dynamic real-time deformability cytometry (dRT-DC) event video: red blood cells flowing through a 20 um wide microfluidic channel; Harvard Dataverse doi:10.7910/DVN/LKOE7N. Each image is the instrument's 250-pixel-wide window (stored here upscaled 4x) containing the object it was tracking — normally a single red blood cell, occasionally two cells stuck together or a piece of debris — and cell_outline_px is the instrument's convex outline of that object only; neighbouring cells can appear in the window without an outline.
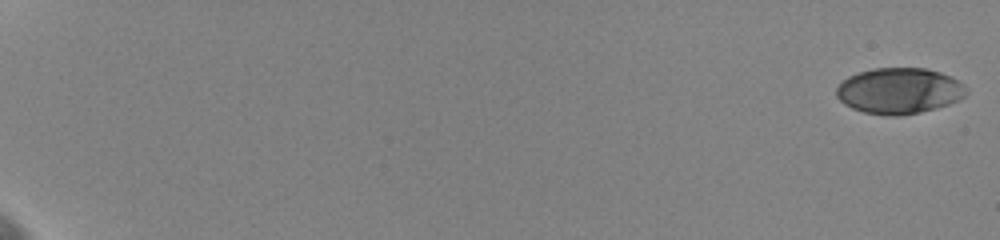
{"species": "human", "species_latin": "Homo sapiens", "temperature_condition": "cold", "stored_images_in_passage": 35, "camera_frame_rate_fps": 3000, "um_per_image_px": 0.085, "donor": {"sex": "female"}, "frame": {"image": 1, "passage_image": 1, "time_ms": 0.0, "image_size_px": [1000, 240], "cell_outline_px": [[968, 92], [964, 96], [948, 104], [936, 108], [920, 112], [864, 112], [852, 108], [844, 104], [836, 96], [836, 88], [848, 76], [872, 68], [924, 68], [940, 72], [952, 76], [964, 84], [968, 88]], "centroid_in_image_um": [76.46, 7.66], "position_along_channel_um": 8.5, "area_um2": 33.87}}
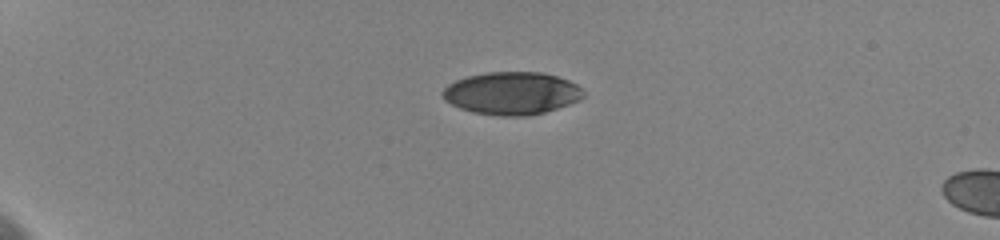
{"frame": {"image": 2, "passage_image": 17, "time_ms": 5.333, "image_size_px": [1000, 240], "cell_outline_px": [[584, 96], [580, 100], [544, 112], [524, 116], [500, 116], [472, 112], [460, 108], [444, 100], [440, 92], [448, 84], [456, 80], [468, 76], [488, 72], [544, 72], [568, 80], [576, 84], [584, 92]], "centroid_in_image_um": [43.48, 7.92], "position_along_channel_um": 41.5, "area_um2": 34.97}}
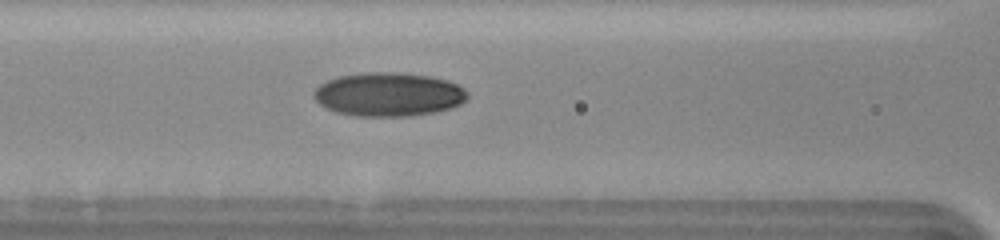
{"frame": {"image": 3, "passage_image": 26, "time_ms": 9.667, "image_size_px": [1000, 240], "cell_outline_px": [[468, 96], [460, 104], [452, 108], [436, 112], [412, 116], [356, 116], [336, 112], [320, 104], [312, 96], [312, 92], [320, 84], [328, 80], [340, 76], [368, 72], [392, 72], [428, 76], [444, 80], [456, 84], [464, 88], [468, 92]], "centroid_in_image_um": [33.02, 8.03], "position_along_channel_um": 133.6, "area_um2": 39.07}}